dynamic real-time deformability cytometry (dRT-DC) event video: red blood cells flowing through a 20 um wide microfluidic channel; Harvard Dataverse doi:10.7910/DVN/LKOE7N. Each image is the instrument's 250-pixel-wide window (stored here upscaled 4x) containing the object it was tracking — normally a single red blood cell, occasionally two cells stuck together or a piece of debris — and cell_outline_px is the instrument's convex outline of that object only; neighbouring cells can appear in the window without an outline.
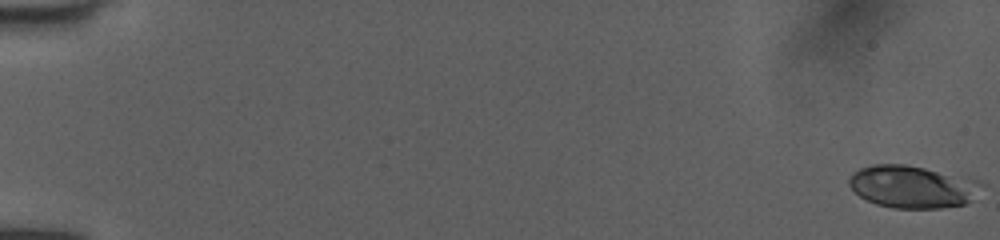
{"species": "human", "species_latin": "Homo sapiens", "temperature_condition": "room temperature", "stored_images_in_passage": 37, "camera_frame_rate_fps": 3000, "um_per_image_px": 0.085, "donor": {"sex": "female"}, "frame": {"image": 1, "passage_image": 1, "time_ms": 0.0, "image_size_px": [1000, 240], "cell_outline_px": [[968, 200], [964, 204], [940, 208], [896, 208], [876, 204], [860, 196], [848, 184], [848, 180], [852, 172], [860, 168], [872, 164], [904, 164], [924, 168], [936, 172], [944, 176], [964, 188]], "centroid_in_image_um": [77.02, 15.89], "position_along_channel_um": 8.0, "area_um2": 29.13}}
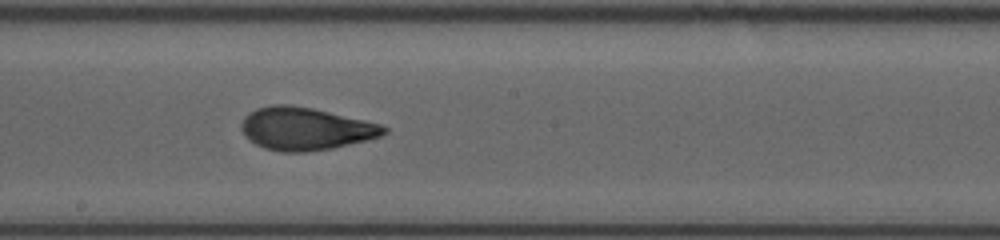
{"frame": {"image": 2, "passage_image": 20, "time_ms": 6.333, "image_size_px": [1000, 240], "cell_outline_px": [[388, 132], [380, 136], [368, 140], [332, 148], [308, 152], [280, 152], [264, 148], [256, 144], [244, 136], [240, 128], [240, 124], [244, 116], [256, 108], [272, 104], [292, 104], [312, 108], [364, 120], [380, 124], [388, 128]], "centroid_in_image_um": [25.93, 10.94], "position_along_channel_um": 222.3, "area_um2": 35.66}}
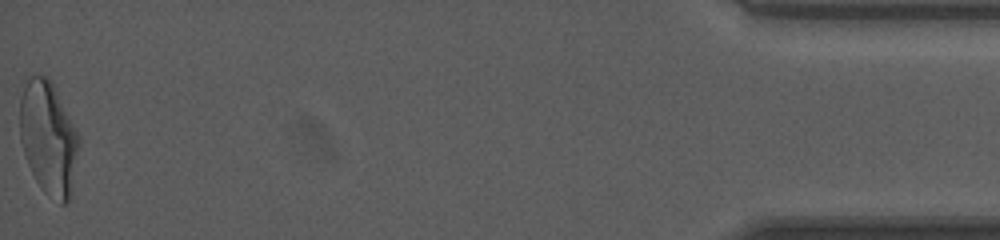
{"frame": {"image": 3, "passage_image": 37, "time_ms": 12.0, "image_size_px": [1000, 240], "cell_outline_px": [[80, 140], [72, 196], [64, 204], [60, 204], [44, 192], [36, 180], [28, 164], [20, 140], [20, 80], [32, 76], [44, 76], [52, 80]], "centroid_in_image_um": [4.1, 11.7], "position_along_channel_um": 431.1, "area_um2": 39.42}}